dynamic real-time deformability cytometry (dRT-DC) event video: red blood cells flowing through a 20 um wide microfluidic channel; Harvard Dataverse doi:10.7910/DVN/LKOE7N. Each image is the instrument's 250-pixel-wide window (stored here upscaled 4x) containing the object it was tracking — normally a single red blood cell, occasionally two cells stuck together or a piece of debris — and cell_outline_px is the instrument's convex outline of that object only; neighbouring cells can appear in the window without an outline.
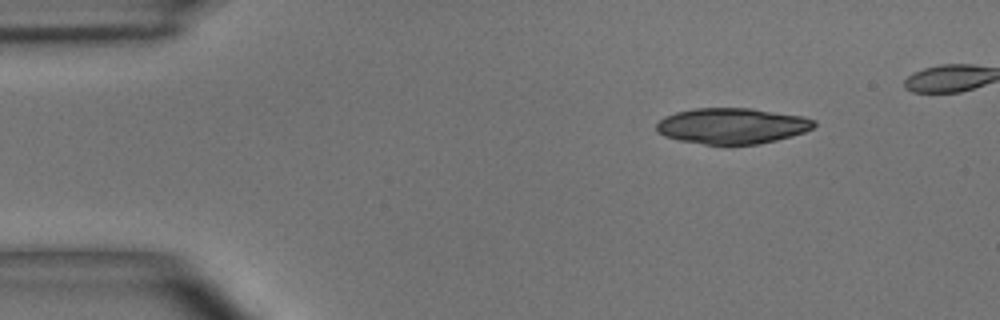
{"species": "common noctule bat (a hibernating species)", "species_latin": "Nyctalus noctula", "temperature_condition": "room temperature", "stored_images_in_passage": 3, "camera_frame_rate_fps": 3000, "um_per_image_px": 0.085, "animal": {"sex": "male", "body_mass_g": 15.6}, "frame": {"image": 1, "passage_image": 1, "time_ms": 0.0, "image_size_px": [1000, 320], "cell_outline_px": [[816, 124], [812, 128], [804, 132], [792, 136], [760, 144], [704, 144], [680, 140], [664, 136], [656, 132], [656, 124], [664, 116], [676, 112], [696, 108], [752, 108], [804, 116], [816, 120]], "centroid_in_image_um": [62.23, 10.69], "position_along_channel_um": 22.8, "area_um2": 33.0}}